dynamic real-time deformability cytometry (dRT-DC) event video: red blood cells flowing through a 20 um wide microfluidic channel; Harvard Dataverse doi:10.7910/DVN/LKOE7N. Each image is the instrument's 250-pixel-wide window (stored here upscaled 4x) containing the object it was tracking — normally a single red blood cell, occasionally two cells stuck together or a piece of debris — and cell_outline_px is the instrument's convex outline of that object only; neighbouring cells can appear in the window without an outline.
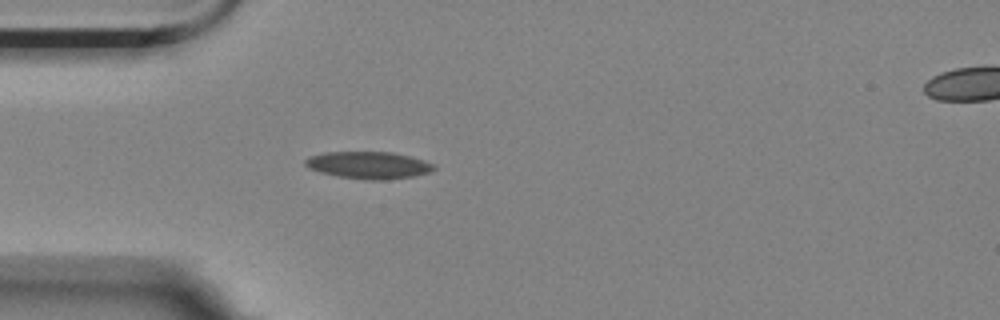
{"species": "Egyptian fruit bat (a non-hibernating species)", "species_latin": "Rousettus aegyptiacus", "temperature_condition": "room temperature", "stored_images_in_passage": 4, "segment_of_instrument_passage": [1, 2], "camera_frame_rate_fps": 3000, "um_per_image_px": 0.085, "animal": {"sex": "female"}, "frame": {"image": 1, "passage_image": 3, "time_ms": 0.667, "image_size_px": [1000, 320], "cell_outline_px": [[436, 168], [432, 172], [416, 176], [384, 180], [372, 180], [340, 176], [320, 172], [308, 168], [304, 164], [304, 160], [308, 156], [324, 152], [392, 152], [424, 160], [436, 164]], "centroid_in_image_um": [31.36, 14.03], "position_along_channel_um": 53.6, "area_um2": 20.46}}